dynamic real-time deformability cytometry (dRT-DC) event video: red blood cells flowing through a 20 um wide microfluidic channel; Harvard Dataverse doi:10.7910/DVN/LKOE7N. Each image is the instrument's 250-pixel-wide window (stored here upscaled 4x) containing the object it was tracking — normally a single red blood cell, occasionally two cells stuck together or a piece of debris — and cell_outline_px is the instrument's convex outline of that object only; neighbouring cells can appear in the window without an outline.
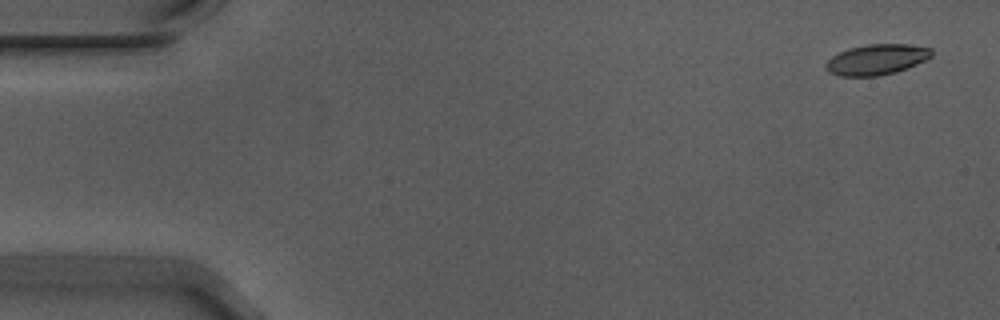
{"species": "Egyptian fruit bat (a non-hibernating species)", "species_latin": "Rousettus aegyptiacus", "temperature_condition": "warm", "stored_images_in_passage": 54, "camera_frame_rate_fps": 3000, "um_per_image_px": 0.085, "animal": {"sex": "male"}, "frame": {"image": 1, "passage_image": 1, "time_ms": 0.0, "image_size_px": [1000, 320], "cell_outline_px": [[932, 56], [916, 64], [896, 72], [876, 76], [840, 76], [828, 72], [824, 64], [832, 56], [848, 48], [868, 44], [908, 44], [932, 48]], "centroid_in_image_um": [74.49, 5.05], "position_along_channel_um": 10.5, "area_um2": 18.79}}
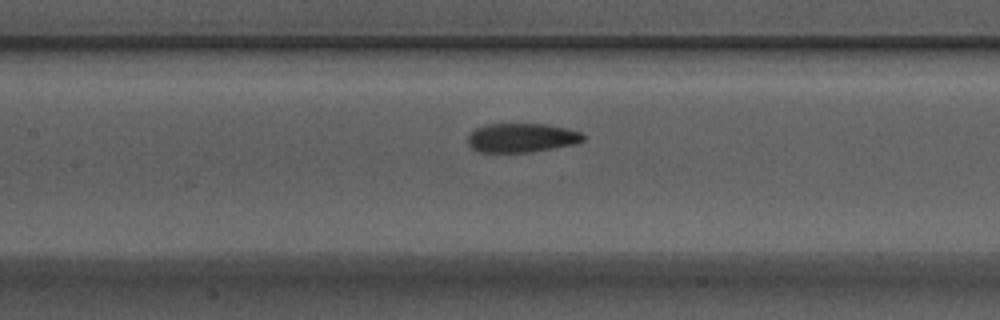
{"frame": {"image": 2, "passage_image": 24, "time_ms": 7.667, "image_size_px": [1000, 320], "cell_outline_px": [[584, 140], [576, 144], [528, 152], [480, 152], [472, 148], [468, 144], [468, 136], [476, 128], [484, 124], [548, 124], [568, 128], [580, 132], [584, 136]], "centroid_in_image_um": [44.35, 11.7], "position_along_channel_um": 163.1, "area_um2": 19.54}}
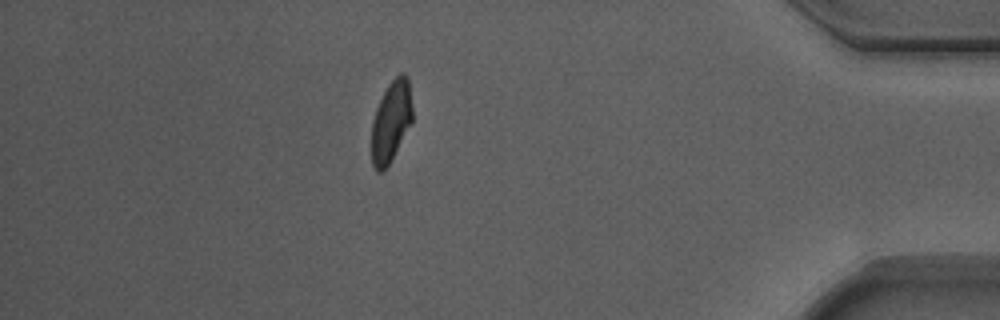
{"frame": {"image": 3, "passage_image": 47, "time_ms": 15.333, "image_size_px": [1000, 320], "cell_outline_px": [[412, 124], [388, 164], [380, 172], [376, 172], [372, 164], [372, 120], [376, 108], [388, 84], [400, 72], [404, 72], [408, 76], [412, 108]], "centroid_in_image_um": [33.25, 10.29], "position_along_channel_um": 401.9, "area_um2": 19.25}, "authors_computed_cell_mechanics": {"area_um2": 19.941, "velocity_mm_per_s": 3.7179, "shape_relaxation_time_tau1_ms": 5.1702, "shape_relaxation_time_tau2_ms": 2.2409, "deformation_change_tau1": 0.1509, "deformation_change_tau2": 0.0926}}